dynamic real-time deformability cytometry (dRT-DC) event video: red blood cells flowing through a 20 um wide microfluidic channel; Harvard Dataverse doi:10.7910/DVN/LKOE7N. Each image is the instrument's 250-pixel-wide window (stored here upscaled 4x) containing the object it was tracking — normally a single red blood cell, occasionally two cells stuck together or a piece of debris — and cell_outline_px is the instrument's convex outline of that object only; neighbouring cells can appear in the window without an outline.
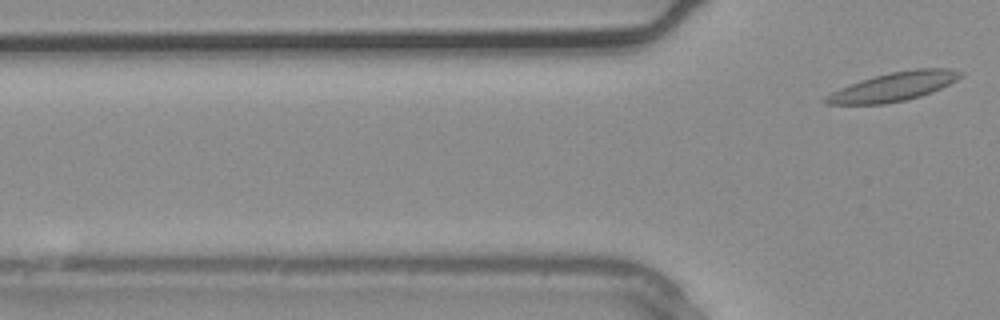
{"species": "common noctule bat (a hibernating species)", "species_latin": "Nyctalus noctula", "temperature_condition": "warm", "stored_images_in_passage": 3, "camera_frame_rate_fps": 3000, "um_per_image_px": 0.085, "animal": {"sex": "male", "body_mass_g": 20.4}, "frame": {"image": 1, "passage_image": 3, "time_ms": 0.667, "image_size_px": [1000, 320], "cell_outline_px": [[964, 76], [932, 92], [908, 100], [884, 104], [828, 104], [820, 100], [824, 96], [840, 88], [860, 80], [892, 72], [916, 68], [952, 68], [964, 72]], "centroid_in_image_um": [75.98, 7.36], "position_along_channel_um": 49.8, "area_um2": 22.66}}